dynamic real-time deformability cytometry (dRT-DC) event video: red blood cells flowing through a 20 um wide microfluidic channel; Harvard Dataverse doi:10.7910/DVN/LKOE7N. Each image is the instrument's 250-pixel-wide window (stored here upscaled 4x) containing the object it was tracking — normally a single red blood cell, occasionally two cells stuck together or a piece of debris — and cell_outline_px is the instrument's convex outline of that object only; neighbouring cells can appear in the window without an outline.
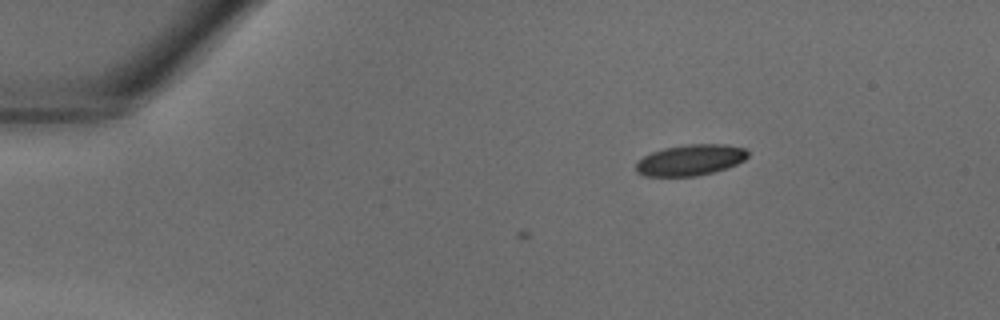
{"species": "common noctule bat (a hibernating species)", "species_latin": "Nyctalus noctula", "temperature_condition": "warm", "stored_images_in_passage": 7, "camera_frame_rate_fps": 3000, "um_per_image_px": 0.085, "animal": {"sex": "male", "body_mass_g": 18.8}, "frame": {"image": 1, "passage_image": 7, "time_ms": 2.0, "image_size_px": [1000, 320], "cell_outline_px": [[748, 156], [744, 160], [728, 168], [696, 176], [644, 176], [636, 172], [636, 164], [644, 156], [652, 152], [664, 148], [688, 144], [724, 144], [744, 148], [748, 152]], "centroid_in_image_um": [58.69, 13.6], "position_along_channel_um": 26.3, "area_um2": 20.11}}